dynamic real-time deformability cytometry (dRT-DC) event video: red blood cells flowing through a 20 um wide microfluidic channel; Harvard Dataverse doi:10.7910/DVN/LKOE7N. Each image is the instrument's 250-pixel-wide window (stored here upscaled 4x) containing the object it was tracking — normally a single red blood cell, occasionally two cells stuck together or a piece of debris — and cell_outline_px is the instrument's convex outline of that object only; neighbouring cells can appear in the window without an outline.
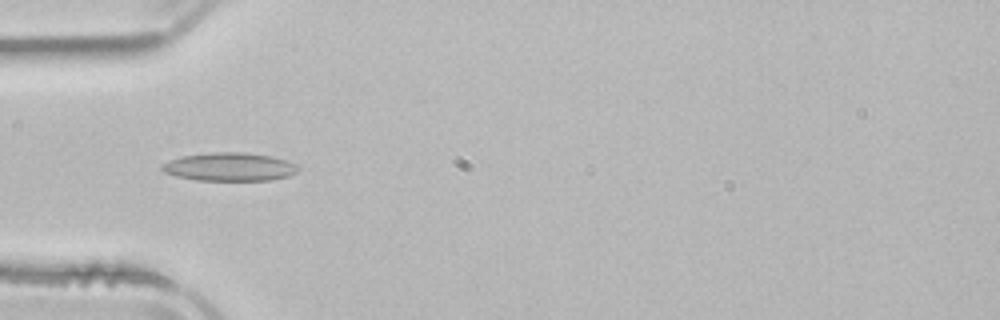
{"species": "common noctule bat (a hibernating species)", "species_latin": "Nyctalus noctula", "temperature_condition": "room temperature", "stored_images_in_passage": 37, "camera_frame_rate_fps": 3000, "um_per_image_px": 0.085, "animal": {"sex": "male", "body_mass_g": 21.5, "forearm_length_mm": 52.0}, "frame": {"image": 1, "passage_image": 1, "time_ms": 0.0, "image_size_px": [1000, 320], "cell_outline_px": [[300, 168], [296, 172], [288, 176], [272, 180], [196, 180], [176, 176], [164, 172], [160, 168], [160, 164], [168, 160], [180, 156], [212, 152], [244, 152], [272, 156], [296, 164]], "centroid_in_image_um": [19.47, 14.17], "position_along_channel_um": 65.5, "area_um2": 22.6}}
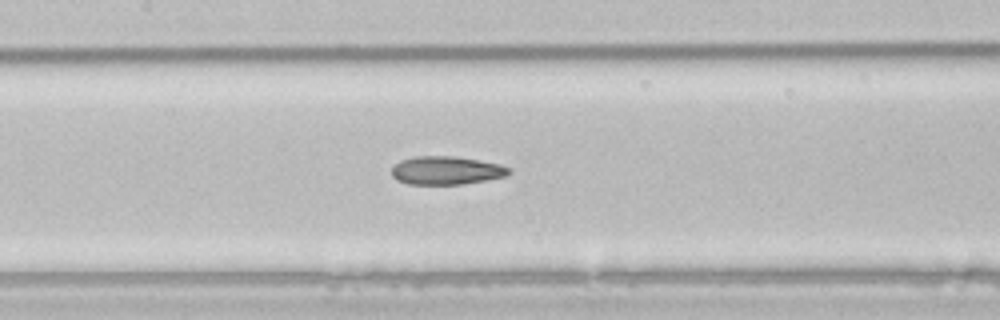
{"frame": {"image": 2, "passage_image": 9, "time_ms": 2.667, "image_size_px": [1000, 320], "cell_outline_px": [[512, 172], [508, 176], [464, 184], [408, 184], [396, 180], [392, 176], [392, 168], [400, 160], [416, 156], [452, 156], [500, 164], [512, 168]], "centroid_in_image_um": [37.96, 14.49], "position_along_channel_um": 169.4, "area_um2": 19.42}}
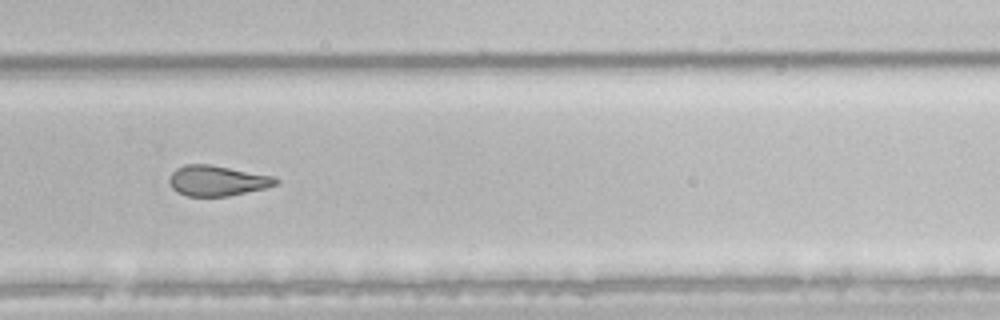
{"frame": {"image": 3, "passage_image": 20, "time_ms": 6.333, "image_size_px": [1000, 320], "cell_outline_px": [[280, 184], [268, 188], [228, 196], [188, 196], [172, 188], [168, 180], [172, 172], [176, 168], [184, 164], [208, 164], [272, 176], [280, 180]], "centroid_in_image_um": [18.49, 15.36], "position_along_channel_um": 311.3, "area_um2": 18.84}, "authors_computed_cell_mechanics": {"area_um2": 19.5364, "velocity_mm_per_s": 3.8923, "shape_relaxation_time_tau1_ms": null, "shape_relaxation_time_tau2_ms": 2.1917, "deformation_change_tau1": null, "deformation_change_tau2": 0.098}}